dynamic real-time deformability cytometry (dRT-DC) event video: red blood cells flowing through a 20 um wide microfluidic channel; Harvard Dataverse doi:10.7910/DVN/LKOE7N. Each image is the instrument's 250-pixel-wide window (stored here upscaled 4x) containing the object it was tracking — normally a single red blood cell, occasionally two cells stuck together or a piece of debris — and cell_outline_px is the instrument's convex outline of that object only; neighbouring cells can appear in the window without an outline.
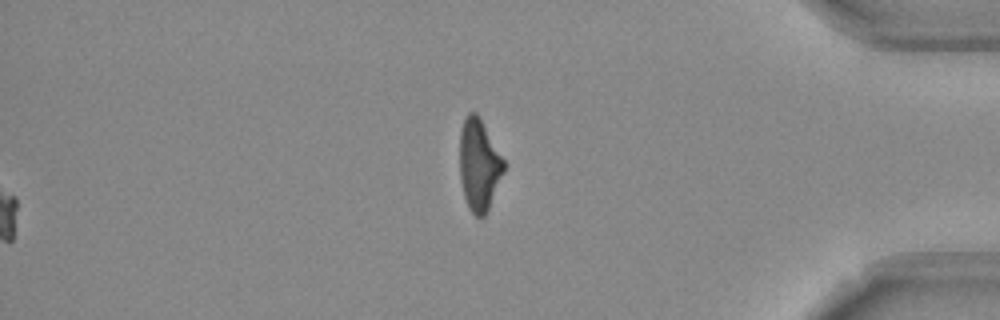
{"species": "Egyptian fruit bat (a non-hibernating species)", "species_latin": "Rousettus aegyptiacus", "temperature_condition": "room temperature", "stored_images_in_passage": 53, "segment_of_instrument_passage": [2, 2], "camera_frame_rate_fps": 3000, "um_per_image_px": 0.085, "frame": {"image": 1, "passage_image": 53, "time_ms": 17.333, "image_size_px": [1000, 320], "cell_outline_px": [[508, 164], [488, 208], [484, 216], [476, 216], [468, 208], [464, 196], [460, 180], [460, 128], [468, 112], [476, 112], [480, 116]], "centroid_in_image_um": [40.74, 13.96], "position_along_channel_um": 394.5, "area_um2": 23.99}}